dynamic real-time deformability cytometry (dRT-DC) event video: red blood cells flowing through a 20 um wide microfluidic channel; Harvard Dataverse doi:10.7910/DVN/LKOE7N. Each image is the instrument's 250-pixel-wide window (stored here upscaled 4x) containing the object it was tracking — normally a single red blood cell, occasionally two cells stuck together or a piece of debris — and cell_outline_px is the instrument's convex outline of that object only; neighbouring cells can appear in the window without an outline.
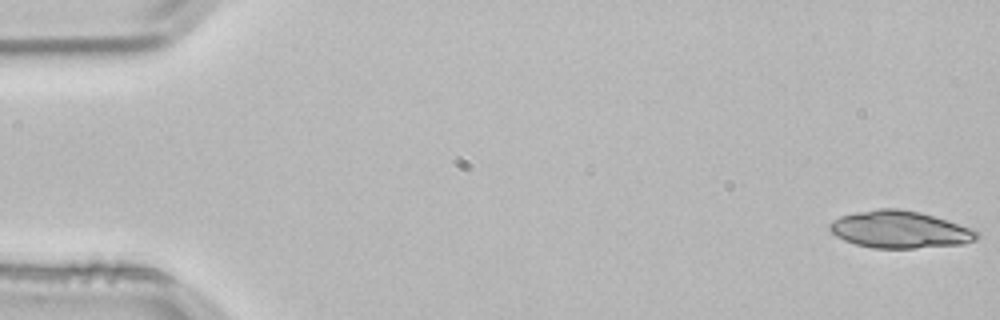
{"species": "common noctule bat (a hibernating species)", "species_latin": "Nyctalus noctula", "temperature_condition": "room temperature", "stored_images_in_passage": 22, "camera_frame_rate_fps": 3000, "um_per_image_px": 0.085, "animal": {"sex": "male", "body_mass_g": 21.5, "forearm_length_mm": 52.0}, "frame": {"image": 1, "passage_image": 1, "time_ms": 0.0, "image_size_px": [1000, 320], "cell_outline_px": [[980, 236], [976, 240], [964, 244], [916, 248], [872, 248], [856, 244], [844, 240], [836, 236], [828, 228], [828, 224], [832, 220], [840, 216], [856, 212], [880, 208], [900, 208], [920, 212], [980, 232]], "centroid_in_image_um": [76.45, 19.51], "position_along_channel_um": 8.6, "area_um2": 31.79}}